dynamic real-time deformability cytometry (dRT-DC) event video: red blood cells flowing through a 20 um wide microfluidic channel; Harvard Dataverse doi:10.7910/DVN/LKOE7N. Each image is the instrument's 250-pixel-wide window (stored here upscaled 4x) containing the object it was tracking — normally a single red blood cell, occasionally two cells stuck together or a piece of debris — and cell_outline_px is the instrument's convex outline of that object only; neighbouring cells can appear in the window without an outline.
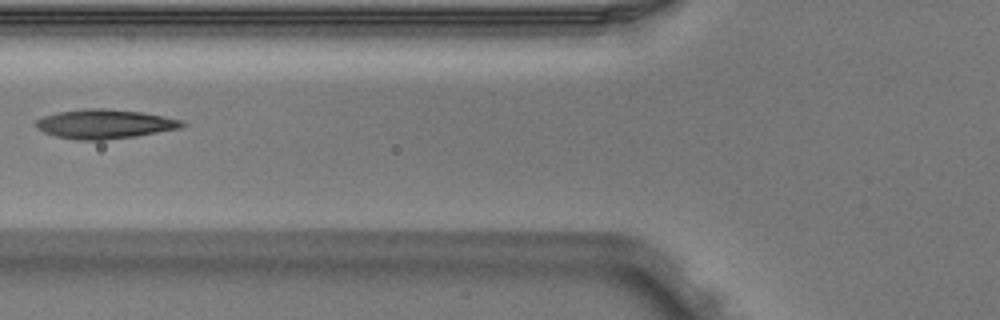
{"species": "Egyptian fruit bat (a non-hibernating species)", "species_latin": "Rousettus aegyptiacus", "temperature_condition": "warm", "stored_images_in_passage": 5, "camera_frame_rate_fps": 3000, "um_per_image_px": 0.085, "animal": {"sex": "male"}, "frame": {"image": 1, "passage_image": 5, "time_ms": 1.333, "image_size_px": [1000, 320], "cell_outline_px": [[188, 124], [180, 128], [136, 136], [104, 140], [76, 140], [56, 136], [44, 132], [36, 128], [36, 120], [44, 116], [56, 112], [88, 108], [104, 108], [140, 112], [164, 116], [180, 120]], "centroid_in_image_um": [8.88, 10.54], "position_along_channel_um": 116.9, "area_um2": 24.85}}